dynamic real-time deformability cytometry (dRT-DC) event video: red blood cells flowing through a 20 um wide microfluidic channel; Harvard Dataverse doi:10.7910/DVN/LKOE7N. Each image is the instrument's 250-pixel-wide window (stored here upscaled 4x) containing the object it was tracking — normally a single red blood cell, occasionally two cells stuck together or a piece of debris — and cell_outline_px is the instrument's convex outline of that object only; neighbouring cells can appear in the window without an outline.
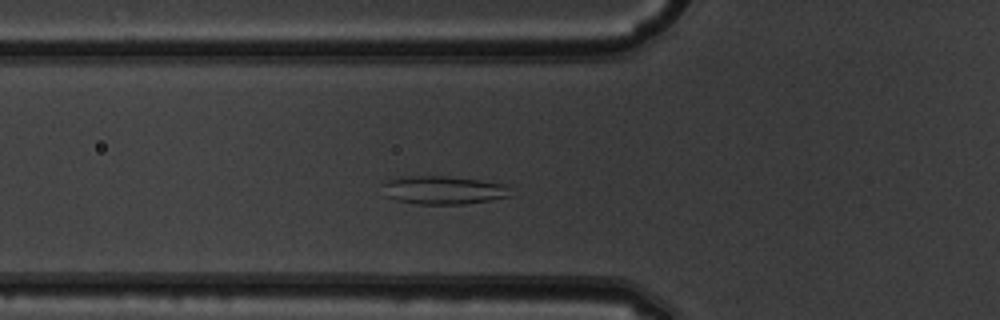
{"species": "common noctule bat (a hibernating species)", "species_latin": "Nyctalus noctula", "temperature_condition": "warm", "stored_images_in_passage": 45, "camera_frame_rate_fps": 3000, "um_per_image_px": 0.085, "animal": {"sex": "male", "body_mass_g": 19.5, "forearm_length_mm": 54.6}, "frame": {"image": 1, "passage_image": 12, "time_ms": 3.667, "image_size_px": [1000, 320], "cell_outline_px": [[512, 196], [464, 204], [416, 204], [396, 200], [384, 196], [384, 184], [392, 176], [448, 176], [480, 180], [504, 184], [508, 188]], "centroid_in_image_um": [37.63, 16.15], "position_along_channel_um": 88.2, "area_um2": 21.21}}
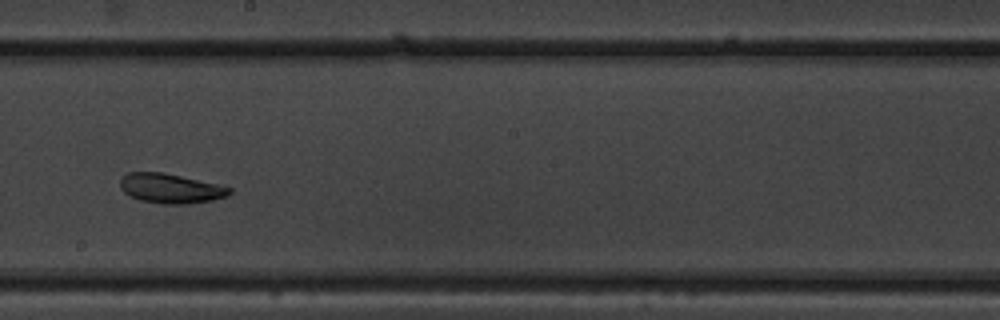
{"frame": {"image": 2, "passage_image": 23, "time_ms": 7.333, "image_size_px": [1000, 320], "cell_outline_px": [[232, 192], [228, 196], [212, 200], [188, 204], [164, 204], [140, 200], [128, 196], [120, 188], [120, 180], [128, 172], [160, 172], [180, 176], [216, 184], [232, 188]], "centroid_in_image_um": [14.48, 16.03], "position_along_channel_um": 233.7, "area_um2": 18.79}}
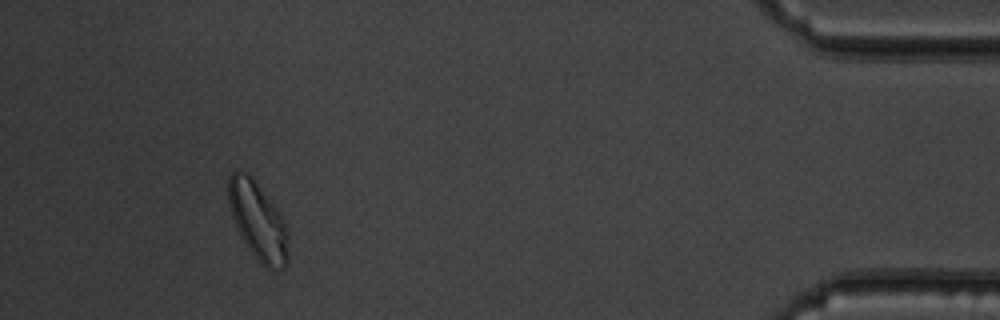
{"frame": {"image": 3, "passage_image": 41, "time_ms": 13.333, "image_size_px": [1000, 320], "cell_outline_px": [[288, 264], [284, 268], [268, 268], [248, 248], [232, 216], [228, 204], [228, 176], [236, 168], [240, 168], [248, 172], [252, 176], [280, 212], [288, 228]], "centroid_in_image_um": [21.93, 18.69], "position_along_channel_um": 413.3, "area_um2": 27.22}, "authors_computed_cell_mechanics": {"area_um2": 21.7906, "velocity_mm_per_s": 3.9665, "shape_relaxation_time_tau1_ms": 5.1491, "shape_relaxation_time_tau2_ms": 3.2642, "deformation_change_tau1": 0.0878, "deformation_change_tau2": 0.0578}}